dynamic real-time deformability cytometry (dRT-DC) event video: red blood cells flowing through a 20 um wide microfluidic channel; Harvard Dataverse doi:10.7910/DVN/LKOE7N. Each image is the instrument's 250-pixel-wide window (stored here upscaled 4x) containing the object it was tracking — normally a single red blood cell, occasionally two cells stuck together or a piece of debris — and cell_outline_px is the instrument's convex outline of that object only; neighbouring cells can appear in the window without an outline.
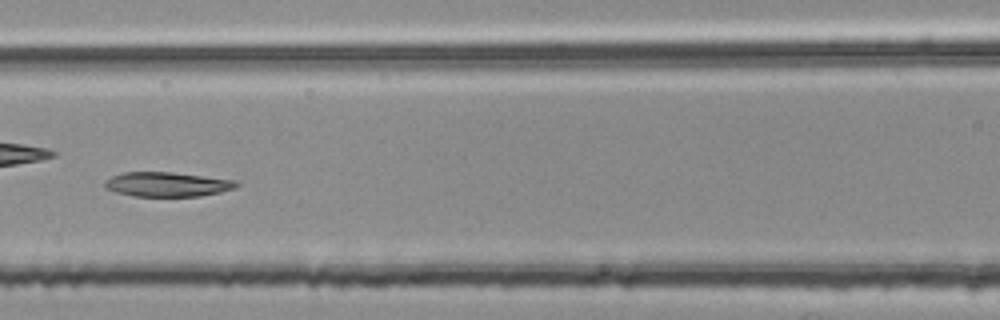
{"species": "common noctule bat (a hibernating species)", "species_latin": "Nyctalus noctula", "temperature_condition": "room temperature", "stored_images_in_passage": 4, "camera_frame_rate_fps": 3000, "um_per_image_px": 0.085, "animal": {"sex": "female", "body_mass_g": 25.1}, "frame": {"image": 1, "passage_image": 4, "time_ms": 1.0, "image_size_px": [1000, 320], "cell_outline_px": [[240, 184], [236, 188], [220, 192], [200, 196], [132, 196], [116, 192], [104, 188], [104, 180], [112, 176], [124, 172], [172, 172], [240, 180]], "centroid_in_image_um": [14.25, 15.66], "position_along_channel_um": 152.4, "area_um2": 19.07}}